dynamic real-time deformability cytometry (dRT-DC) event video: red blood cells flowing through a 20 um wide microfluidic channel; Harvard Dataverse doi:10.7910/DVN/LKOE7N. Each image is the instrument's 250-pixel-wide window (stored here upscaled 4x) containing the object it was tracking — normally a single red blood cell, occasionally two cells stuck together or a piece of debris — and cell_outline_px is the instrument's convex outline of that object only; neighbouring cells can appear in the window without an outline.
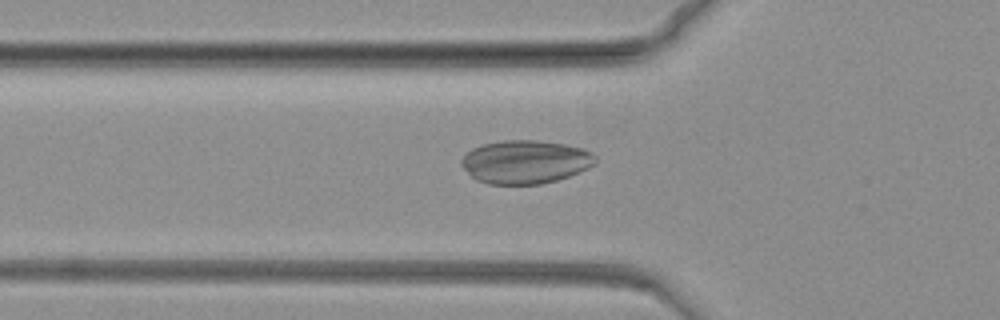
{"species": "common noctule bat (a hibernating species)", "species_latin": "Nyctalus noctula", "temperature_condition": "warm", "stored_images_in_passage": 68, "camera_frame_rate_fps": 3000, "um_per_image_px": 0.085, "animal": {"sex": "female", "body_mass_g": 19.3, "forearm_length_mm": 54.1}, "frame": {"image": 1, "passage_image": 15, "time_ms": 4.667, "image_size_px": [1000, 320], "cell_outline_px": [[596, 164], [588, 168], [568, 176], [556, 180], [540, 184], [488, 184], [476, 180], [460, 164], [460, 160], [472, 148], [484, 144], [504, 140], [536, 140], [564, 144], [584, 148], [592, 152], [596, 156]], "centroid_in_image_um": [44.67, 13.76], "position_along_channel_um": 81.1, "area_um2": 33.87}}
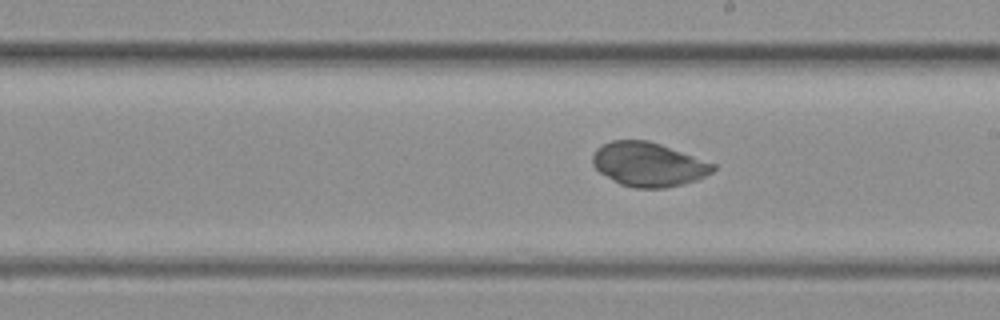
{"frame": {"image": 2, "passage_image": 33, "time_ms": 10.667, "image_size_px": [1000, 320], "cell_outline_px": [[716, 168], [712, 172], [696, 180], [684, 184], [664, 188], [636, 188], [620, 184], [600, 172], [592, 164], [592, 156], [596, 148], [612, 140], [648, 140], [660, 144], [716, 164]], "centroid_in_image_um": [55.11, 13.97], "position_along_channel_um": 233.9, "area_um2": 30.81}}
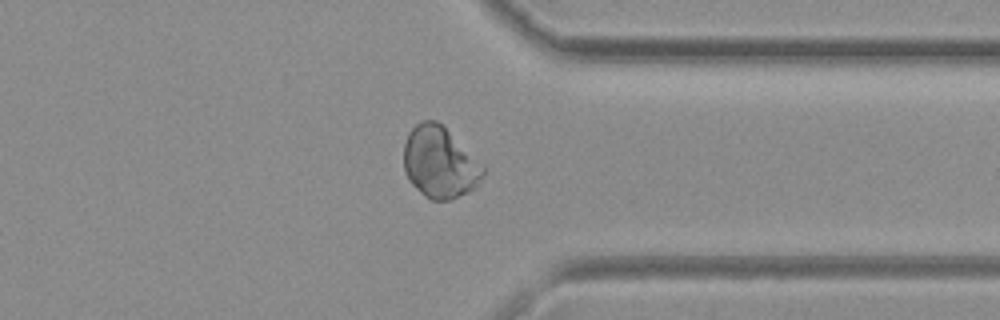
{"frame": {"image": 3, "passage_image": 50, "time_ms": 16.333, "image_size_px": [1000, 320], "cell_outline_px": [[484, 176], [476, 188], [452, 200], [432, 200], [424, 196], [408, 180], [404, 172], [404, 144], [408, 132], [420, 120], [436, 120], [444, 124], [484, 168]], "centroid_in_image_um": [37.36, 13.8], "position_along_channel_um": 374.0, "area_um2": 33.29}}